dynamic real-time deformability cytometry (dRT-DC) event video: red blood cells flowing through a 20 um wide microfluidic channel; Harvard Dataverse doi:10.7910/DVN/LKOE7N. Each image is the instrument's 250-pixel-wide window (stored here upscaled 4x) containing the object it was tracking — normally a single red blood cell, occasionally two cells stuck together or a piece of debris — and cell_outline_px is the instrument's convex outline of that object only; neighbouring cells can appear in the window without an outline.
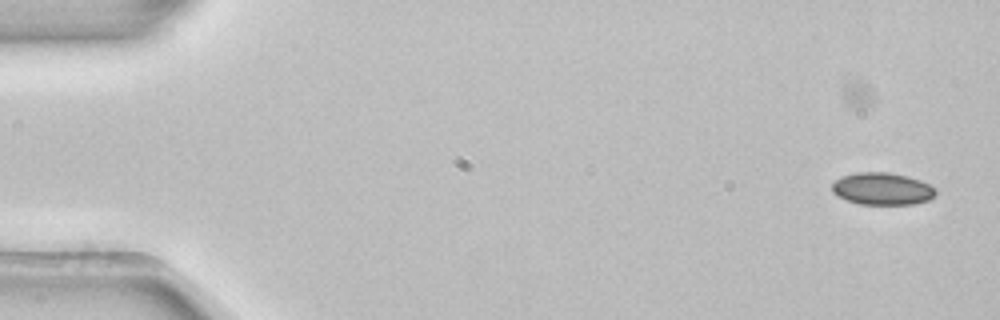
{"species": "common noctule bat (a hibernating species)", "species_latin": "Nyctalus noctula", "temperature_condition": "room temperature", "stored_images_in_passage": 5, "camera_frame_rate_fps": 3000, "um_per_image_px": 0.085, "animal": {"sex": "female", "body_mass_g": 22.7, "forearm_length_mm": 54.2}, "frame": {"image": 1, "passage_image": 2, "time_ms": 0.333, "image_size_px": [1000, 320], "cell_outline_px": [[936, 196], [928, 200], [912, 204], [860, 204], [848, 200], [832, 192], [832, 184], [840, 176], [856, 172], [888, 172], [908, 176], [920, 180], [936, 188]], "centroid_in_image_um": [75.01, 16.03], "position_along_channel_um": 10.0, "area_um2": 19.48}}
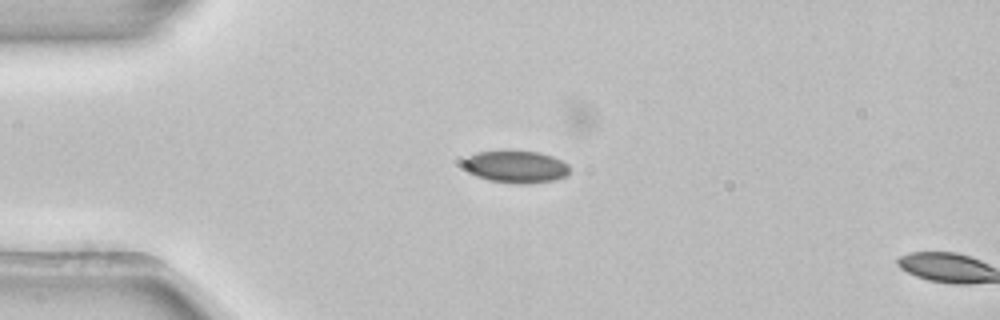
{"frame": {"image": 2, "passage_image": 4, "time_ms": 1.0, "image_size_px": [1000, 320], "cell_outline_px": [[568, 172], [564, 176], [552, 180], [524, 184], [516, 184], [488, 180], [476, 176], [468, 172], [464, 168], [464, 160], [468, 156], [476, 152], [508, 148], [540, 152], [552, 156], [568, 164]], "centroid_in_image_um": [43.79, 14.13], "position_along_channel_um": 41.2, "area_um2": 20.46}}